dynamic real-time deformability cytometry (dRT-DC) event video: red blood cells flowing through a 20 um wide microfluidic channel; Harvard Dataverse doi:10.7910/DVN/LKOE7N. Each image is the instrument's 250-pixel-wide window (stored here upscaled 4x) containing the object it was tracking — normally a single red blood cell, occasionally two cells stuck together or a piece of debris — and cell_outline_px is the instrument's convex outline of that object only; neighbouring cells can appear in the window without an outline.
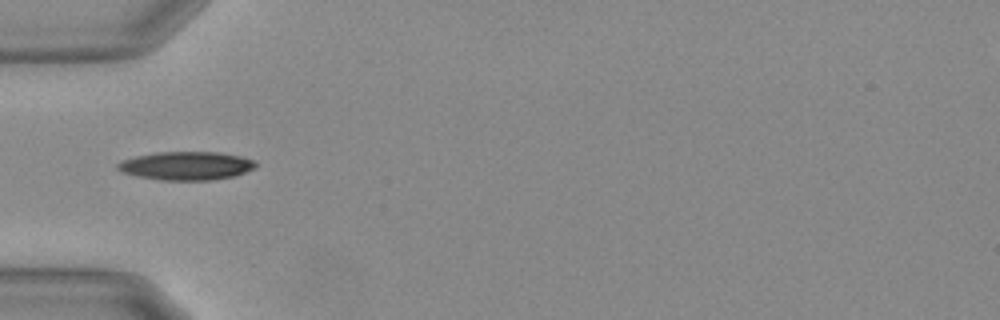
{"species": "Egyptian fruit bat (a non-hibernating species)", "species_latin": "Rousettus aegyptiacus", "temperature_condition": "warm", "stored_images_in_passage": 37, "camera_frame_rate_fps": 3000, "um_per_image_px": 0.085, "animal": {"sex": "female"}, "frame": {"image": 1, "passage_image": 1, "time_ms": 0.0, "image_size_px": [1000, 320], "cell_outline_px": [[256, 168], [232, 176], [208, 180], [164, 180], [140, 176], [124, 172], [116, 168], [116, 164], [120, 160], [136, 156], [156, 152], [220, 152], [240, 156], [252, 160], [256, 164]], "centroid_in_image_um": [15.81, 14.08], "position_along_channel_um": 69.2, "area_um2": 22.6}}
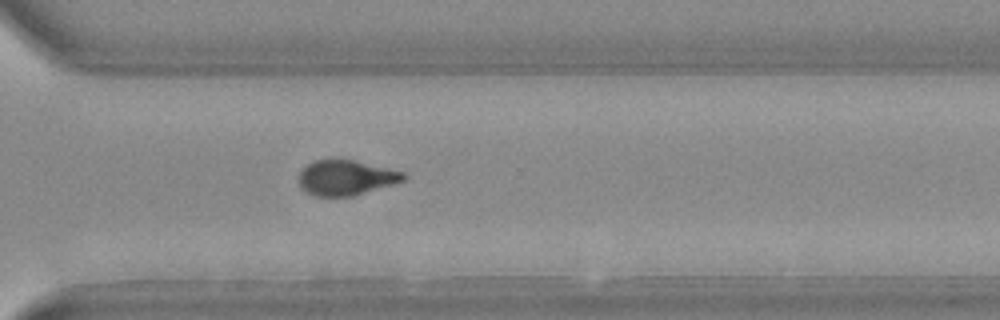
{"frame": {"image": 2, "passage_image": 23, "time_ms": 7.333, "image_size_px": [1000, 320], "cell_outline_px": [[408, 176], [404, 180], [392, 184], [352, 196], [316, 196], [308, 192], [300, 184], [300, 172], [308, 164], [316, 160], [332, 156], [352, 160], [388, 168], [404, 172]], "centroid_in_image_um": [29.41, 15.06], "position_along_channel_um": 341.2, "area_um2": 21.39}}
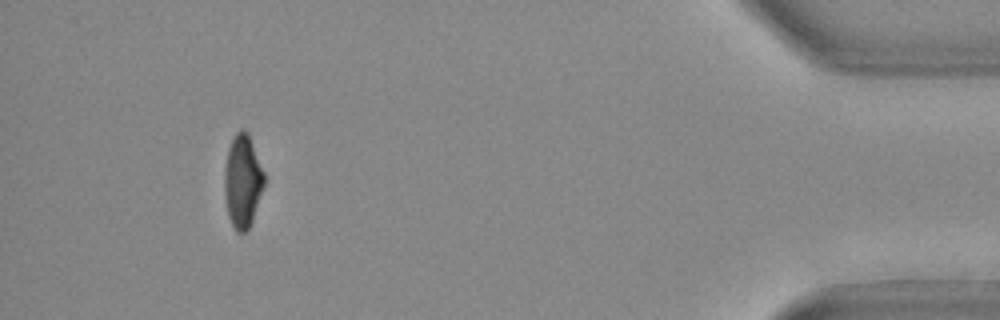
{"frame": {"image": 3, "passage_image": 34, "time_ms": 11.0, "image_size_px": [1000, 320], "cell_outline_px": [[264, 184], [252, 220], [248, 228], [244, 232], [236, 232], [228, 216], [224, 196], [224, 168], [228, 148], [236, 132], [240, 128], [244, 128], [248, 132], [264, 172]], "centroid_in_image_um": [20.6, 15.36], "position_along_channel_um": 414.6, "area_um2": 21.5}}